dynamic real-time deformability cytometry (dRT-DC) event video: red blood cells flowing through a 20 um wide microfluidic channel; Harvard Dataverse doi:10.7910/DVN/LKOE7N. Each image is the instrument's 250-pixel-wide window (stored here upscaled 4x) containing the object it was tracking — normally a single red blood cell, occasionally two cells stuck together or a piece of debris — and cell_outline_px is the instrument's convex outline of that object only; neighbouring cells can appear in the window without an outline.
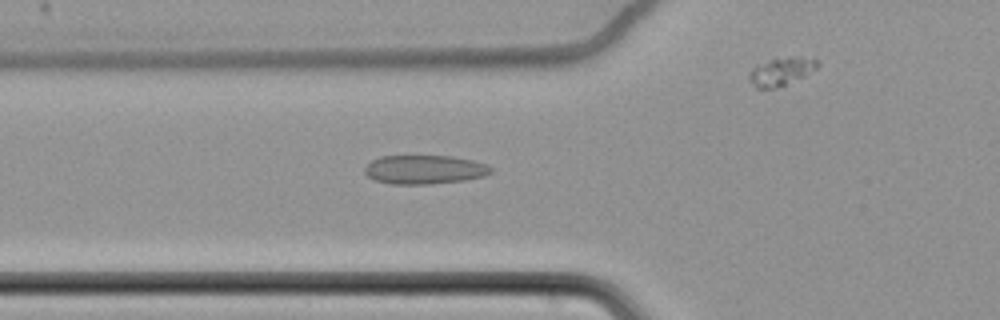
{"species": "common noctule bat (a hibernating species)", "species_latin": "Nyctalus noctula", "temperature_condition": "cold", "stored_images_in_passage": 62, "camera_frame_rate_fps": 3000, "um_per_image_px": 0.085, "animal": {"sex": "female", "body_mass_g": 22.7, "forearm_length_mm": 54.2}, "frame": {"image": 1, "passage_image": 25, "time_ms": 8.0, "image_size_px": [1000, 320], "cell_outline_px": [[492, 172], [484, 176], [464, 180], [428, 184], [392, 184], [376, 180], [368, 176], [364, 172], [364, 168], [372, 160], [380, 156], [452, 156], [472, 160], [484, 164], [492, 168]], "centroid_in_image_um": [36.07, 14.41], "position_along_channel_um": 89.7, "area_um2": 21.1}}
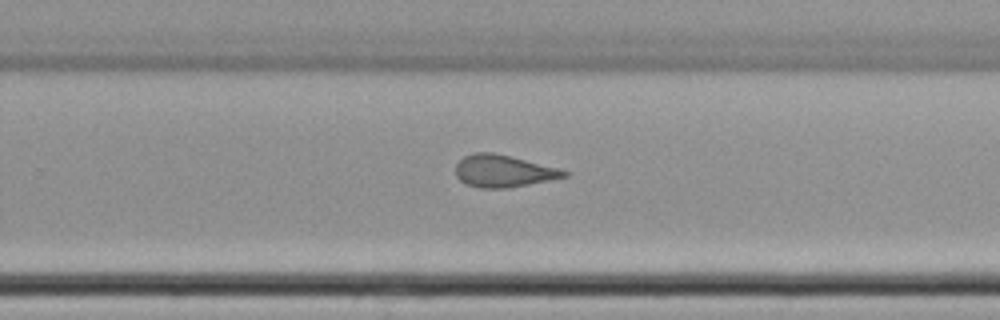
{"frame": {"image": 2, "passage_image": 42, "time_ms": 13.667, "image_size_px": [1000, 320], "cell_outline_px": [[568, 176], [508, 188], [480, 188], [468, 184], [460, 180], [456, 176], [456, 164], [464, 156], [476, 152], [492, 152], [512, 156], [556, 168], [568, 172]], "centroid_in_image_um": [42.75, 14.53], "position_along_channel_um": 287.1, "area_um2": 20.06}}
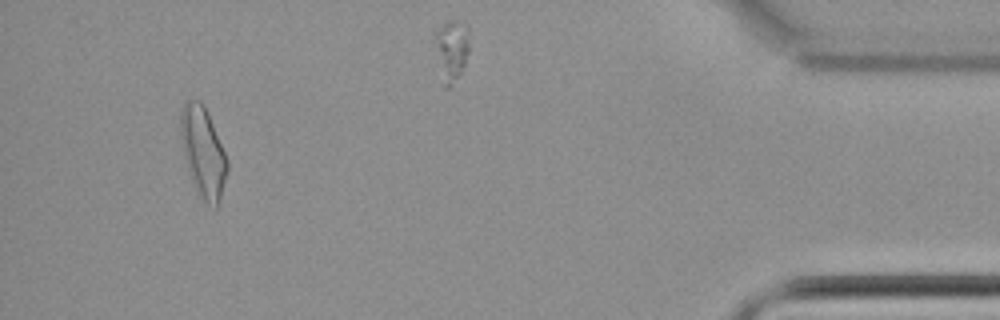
{"frame": {"image": 3, "passage_image": 59, "time_ms": 19.333, "image_size_px": [1000, 320], "cell_outline_px": [[228, 172], [216, 208], [208, 204], [196, 192], [188, 172], [180, 140], [180, 108], [184, 100], [188, 96], [200, 100], [204, 104], [208, 112], [224, 152], [228, 164]], "centroid_in_image_um": [17.21, 12.84], "position_along_channel_um": 418.0, "area_um2": 24.85}, "authors_computed_cell_mechanics": {"area_um2": 21.8484, "velocity_mm_per_s": 3.4852, "shape_relaxation_time_tau1_ms": null, "shape_relaxation_time_tau2_ms": 2.5698, "deformation_change_tau1": null, "deformation_change_tau2": 0.0964}}